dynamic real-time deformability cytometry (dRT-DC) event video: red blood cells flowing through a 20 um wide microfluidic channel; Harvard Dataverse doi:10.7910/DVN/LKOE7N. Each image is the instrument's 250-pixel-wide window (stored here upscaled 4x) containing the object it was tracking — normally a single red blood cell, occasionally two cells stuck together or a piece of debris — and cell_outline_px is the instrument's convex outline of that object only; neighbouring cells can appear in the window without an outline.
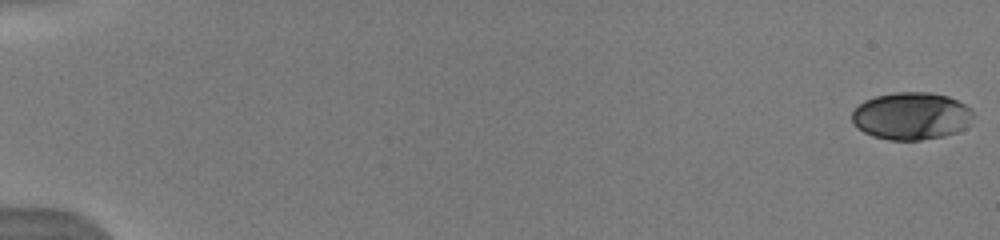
{"species": "human", "species_latin": "Homo sapiens", "temperature_condition": "warm", "stored_images_in_passage": 71, "camera_frame_rate_fps": 3000, "um_per_image_px": 0.085, "donor": {"sex": "male"}, "frame": {"image": 1, "passage_image": 1, "time_ms": 0.0, "image_size_px": [1000, 240], "cell_outline_px": [[972, 112], [964, 128], [956, 132], [944, 136], [920, 140], [888, 140], [872, 136], [856, 128], [852, 120], [852, 112], [864, 100], [876, 96], [892, 92], [932, 92], [948, 96], [972, 108]], "centroid_in_image_um": [77.42, 9.85], "position_along_channel_um": 7.6, "area_um2": 33.47}}
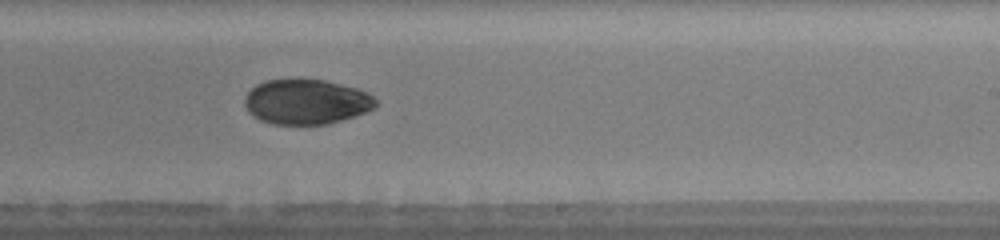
{"frame": {"image": 2, "passage_image": 46, "time_ms": 11.0, "image_size_px": [1000, 240], "cell_outline_px": [[376, 108], [328, 124], [272, 124], [260, 120], [252, 116], [248, 112], [244, 104], [244, 96], [256, 84], [264, 80], [324, 80], [356, 88], [368, 92], [376, 100]], "centroid_in_image_um": [26.0, 8.66], "position_along_channel_um": 263.0, "area_um2": 34.22}}
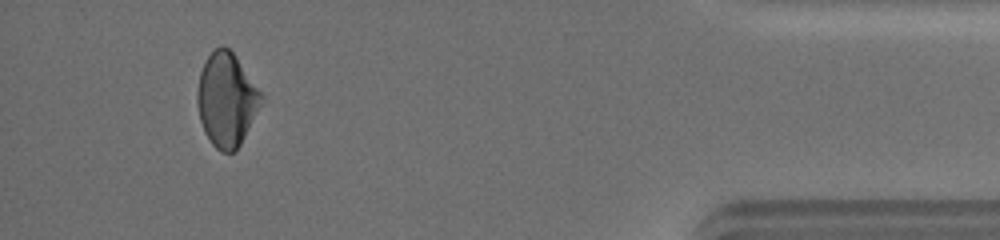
{"frame": {"image": 3, "passage_image": 67, "time_ms": 16.0, "image_size_px": [1000, 240], "cell_outline_px": [[264, 100], [236, 152], [220, 152], [212, 144], [204, 132], [200, 120], [196, 100], [196, 92], [200, 72], [208, 56], [216, 48], [228, 48], [232, 52], [264, 96]], "centroid_in_image_um": [19.25, 8.52], "position_along_channel_um": 416.0, "area_um2": 34.62}, "authors_computed_cell_mechanics": {"area_um2": 34.6222, "velocity_mm_per_s": 4.0483, "shape_relaxation_time_tau1_ms": 6.2294, "shape_relaxation_time_tau2_ms": 6.5974, "deformation_change_tau1": 0.1514, "deformation_change_tau2": 0.1017}}